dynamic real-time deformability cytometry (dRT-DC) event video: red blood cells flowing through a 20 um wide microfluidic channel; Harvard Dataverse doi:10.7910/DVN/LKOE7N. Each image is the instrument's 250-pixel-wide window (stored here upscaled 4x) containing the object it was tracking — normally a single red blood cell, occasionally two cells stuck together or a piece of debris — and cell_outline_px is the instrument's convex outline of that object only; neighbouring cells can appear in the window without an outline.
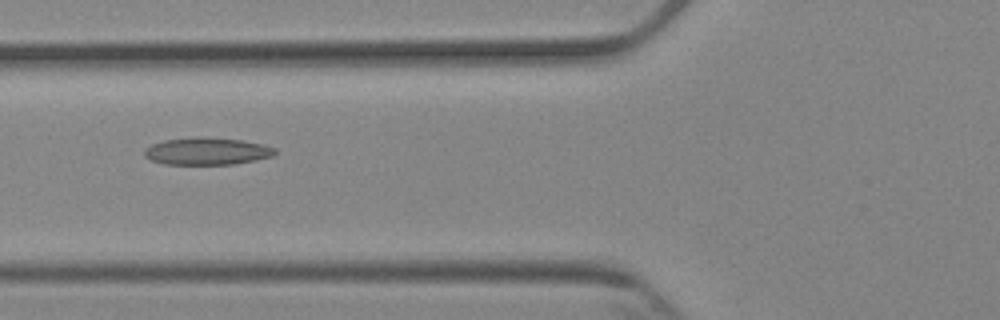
{"species": "Egyptian fruit bat (a non-hibernating species)", "species_latin": "Rousettus aegyptiacus", "temperature_condition": "cold", "stored_images_in_passage": 9, "camera_frame_rate_fps": 3000, "um_per_image_px": 0.085, "animal": {"sex": "female"}, "frame": {"image": 1, "passage_image": 6, "time_ms": 6.667, "image_size_px": [1000, 320], "cell_outline_px": [[276, 152], [272, 156], [256, 160], [236, 164], [164, 164], [152, 160], [144, 156], [144, 148], [152, 144], [164, 140], [200, 136], [240, 140], [264, 144], [276, 148]], "centroid_in_image_um": [17.59, 12.85], "position_along_channel_um": 108.2, "area_um2": 20.81}}
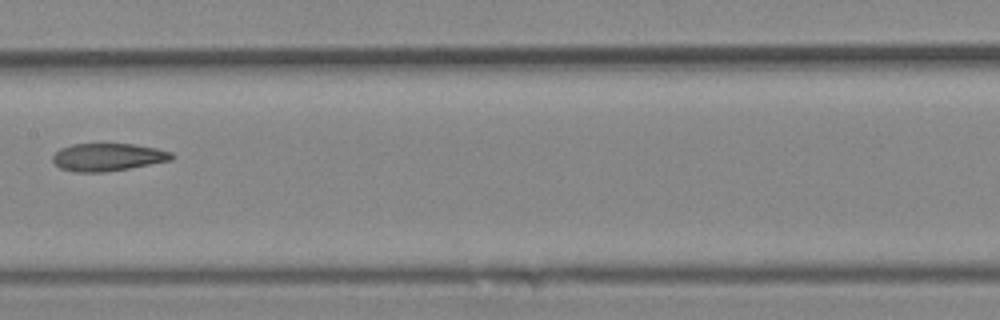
{"frame": {"image": 2, "passage_image": 8, "time_ms": 9.0, "image_size_px": [1000, 320], "cell_outline_px": [[176, 156], [172, 160], [128, 168], [104, 172], [76, 172], [60, 168], [52, 160], [52, 156], [60, 148], [72, 144], [136, 144], [156, 148], [172, 152]], "centroid_in_image_um": [9.18, 13.35], "position_along_channel_um": 198.2, "area_um2": 19.19}}
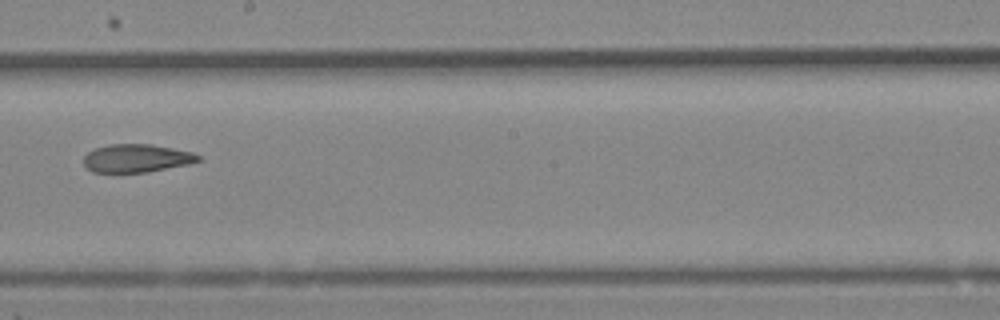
{"frame": {"image": 3, "passage_image": 9, "time_ms": 10.0, "image_size_px": [1000, 320], "cell_outline_px": [[200, 160], [188, 164], [148, 172], [92, 172], [84, 164], [84, 156], [88, 152], [96, 148], [108, 144], [152, 144], [192, 152], [200, 156]], "centroid_in_image_um": [11.6, 13.45], "position_along_channel_um": 236.6, "area_um2": 18.67}}